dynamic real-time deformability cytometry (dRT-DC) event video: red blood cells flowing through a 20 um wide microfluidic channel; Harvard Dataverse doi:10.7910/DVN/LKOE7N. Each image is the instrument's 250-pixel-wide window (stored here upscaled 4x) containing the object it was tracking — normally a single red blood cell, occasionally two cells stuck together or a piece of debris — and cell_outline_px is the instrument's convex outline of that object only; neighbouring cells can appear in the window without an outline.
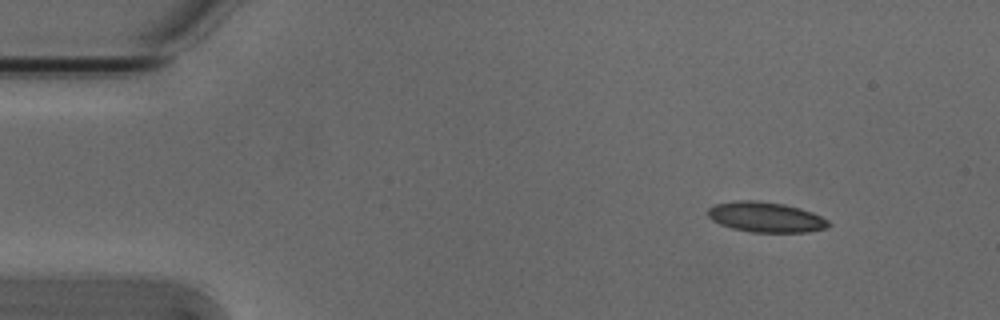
{"species": "Egyptian fruit bat (a non-hibernating species)", "species_latin": "Rousettus aegyptiacus", "temperature_condition": "cold", "stored_images_in_passage": 8, "camera_frame_rate_fps": 3000, "um_per_image_px": 0.085, "animal": {"sex": "male"}, "frame": {"image": 1, "passage_image": 1, "time_ms": 0.0, "image_size_px": [1000, 320], "cell_outline_px": [[832, 224], [824, 228], [808, 232], [752, 232], [732, 228], [720, 224], [712, 220], [708, 216], [708, 208], [716, 204], [736, 200], [752, 200], [784, 204], [800, 208], [812, 212], [828, 220]], "centroid_in_image_um": [65.09, 18.45], "position_along_channel_um": 19.9, "area_um2": 21.15}}
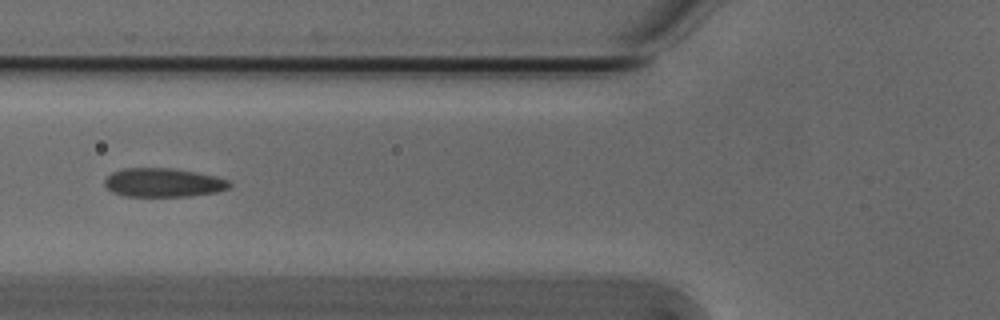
{"frame": {"image": 2, "passage_image": 5, "time_ms": 1.333, "image_size_px": [1000, 320], "cell_outline_px": [[232, 184], [228, 188], [216, 192], [192, 196], [124, 196], [112, 192], [104, 188], [104, 180], [112, 172], [124, 168], [172, 168], [196, 172], [216, 176], [228, 180]], "centroid_in_image_um": [13.85, 15.52], "position_along_channel_um": 111.9, "area_um2": 21.1}}
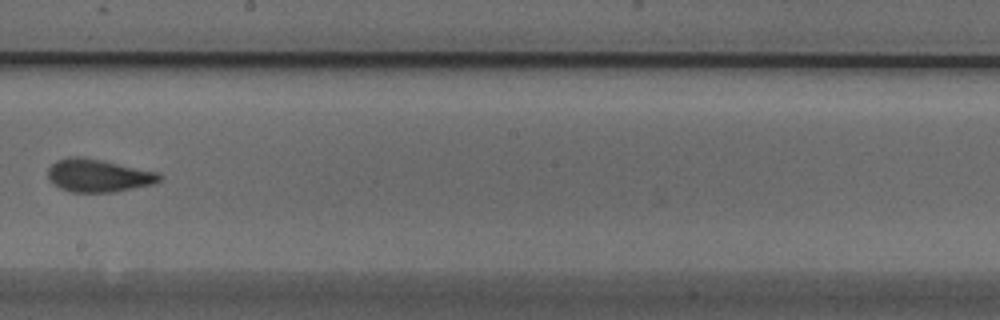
{"frame": {"image": 3, "passage_image": 8, "time_ms": 2.333, "image_size_px": [1000, 320], "cell_outline_px": [[160, 180], [152, 184], [112, 192], [72, 192], [60, 188], [48, 176], [48, 168], [56, 160], [68, 156], [84, 156], [156, 172], [160, 176]], "centroid_in_image_um": [8.31, 14.9], "position_along_channel_um": 239.9, "area_um2": 21.04}}